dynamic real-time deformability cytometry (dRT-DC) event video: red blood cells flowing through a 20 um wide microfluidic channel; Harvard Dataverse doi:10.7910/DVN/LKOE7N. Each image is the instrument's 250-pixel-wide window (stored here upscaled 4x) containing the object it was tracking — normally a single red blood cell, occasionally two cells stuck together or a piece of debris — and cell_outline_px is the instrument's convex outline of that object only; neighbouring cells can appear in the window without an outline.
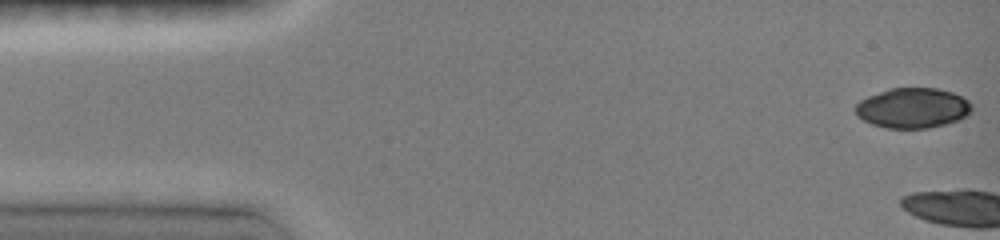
{"species": "common noctule bat (a hibernating species)", "species_latin": "Nyctalus noctula", "temperature_condition": "room temperature", "stored_images_in_passage": 14, "camera_frame_rate_fps": 3000, "um_per_image_px": 0.085, "animal": {"sex": "female", "body_mass_g": 19.0, "forearm_length_mm": 51.5}, "frame": {"image": 1, "passage_image": 1, "time_ms": 0.0, "image_size_px": [1000, 240], "cell_outline_px": [[972, 112], [968, 116], [944, 124], [928, 128], [888, 128], [872, 124], [856, 116], [856, 104], [860, 100], [868, 96], [888, 88], [936, 88], [952, 92], [968, 100], [972, 104]], "centroid_in_image_um": [77.59, 9.17], "position_along_channel_um": 7.4, "area_um2": 27.22}}
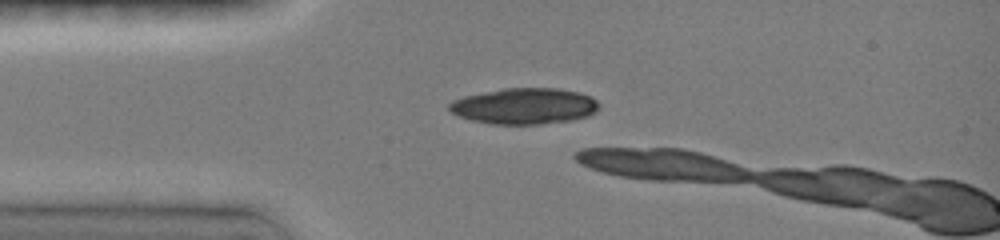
{"frame": {"image": 2, "passage_image": 11, "time_ms": 3.333, "image_size_px": [1000, 240], "cell_outline_px": [[600, 108], [596, 112], [588, 116], [568, 120], [540, 124], [492, 124], [472, 120], [460, 116], [452, 112], [448, 108], [448, 104], [452, 100], [464, 96], [504, 88], [556, 88], [580, 92], [592, 96], [600, 104]], "centroid_in_image_um": [44.6, 9.01], "position_along_channel_um": 40.4, "area_um2": 31.5}}